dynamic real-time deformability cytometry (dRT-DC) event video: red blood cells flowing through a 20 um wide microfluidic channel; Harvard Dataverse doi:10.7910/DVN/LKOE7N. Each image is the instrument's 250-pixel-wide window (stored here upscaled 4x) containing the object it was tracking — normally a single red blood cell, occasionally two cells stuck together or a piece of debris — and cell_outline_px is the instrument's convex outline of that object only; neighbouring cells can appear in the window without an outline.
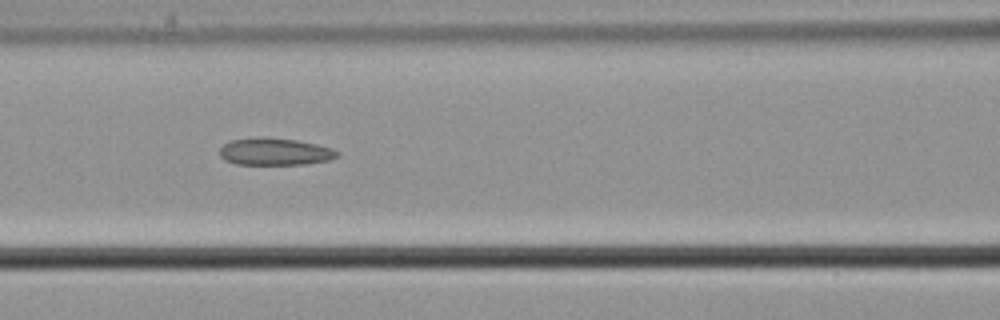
{"species": "common noctule bat (a hibernating species)", "species_latin": "Nyctalus noctula", "temperature_condition": "cold", "stored_images_in_passage": 9, "camera_frame_rate_fps": 3000, "um_per_image_px": 0.085, "animal": {"sex": "male", "body_mass_g": 21.5, "forearm_length_mm": 52.0}, "frame": {"image": 1, "passage_image": 6, "time_ms": 1.667, "image_size_px": [1000, 320], "cell_outline_px": [[340, 156], [328, 160], [304, 164], [236, 164], [224, 160], [220, 156], [220, 148], [224, 144], [232, 140], [260, 136], [264, 136], [296, 140], [316, 144], [332, 148], [340, 152]], "centroid_in_image_um": [23.37, 12.88], "position_along_channel_um": 143.2, "area_um2": 18.73}}
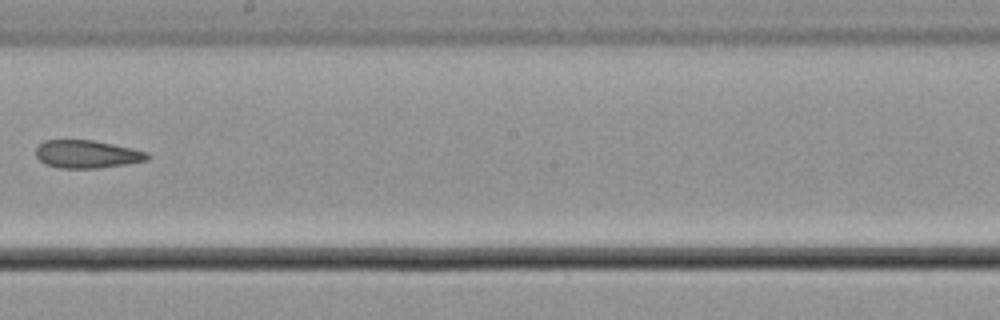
{"frame": {"image": 2, "passage_image": 8, "time_ms": 2.333, "image_size_px": [1000, 320], "cell_outline_px": [[148, 160], [124, 164], [96, 168], [56, 168], [44, 164], [36, 156], [36, 148], [44, 140], [92, 140], [132, 148], [148, 152]], "centroid_in_image_um": [7.35, 13.1], "position_along_channel_um": 240.8, "area_um2": 18.03}}
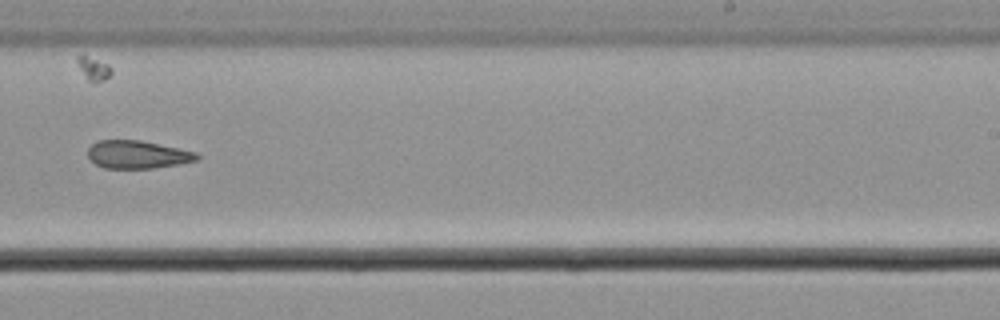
{"frame": {"image": 3, "passage_image": 9, "time_ms": 2.667, "image_size_px": [1000, 320], "cell_outline_px": [[200, 160], [180, 164], [152, 168], [104, 168], [96, 164], [88, 156], [88, 148], [96, 140], [140, 140], [196, 152], [200, 156]], "centroid_in_image_um": [11.7, 13.13], "position_along_channel_um": 277.3, "area_um2": 17.74}}